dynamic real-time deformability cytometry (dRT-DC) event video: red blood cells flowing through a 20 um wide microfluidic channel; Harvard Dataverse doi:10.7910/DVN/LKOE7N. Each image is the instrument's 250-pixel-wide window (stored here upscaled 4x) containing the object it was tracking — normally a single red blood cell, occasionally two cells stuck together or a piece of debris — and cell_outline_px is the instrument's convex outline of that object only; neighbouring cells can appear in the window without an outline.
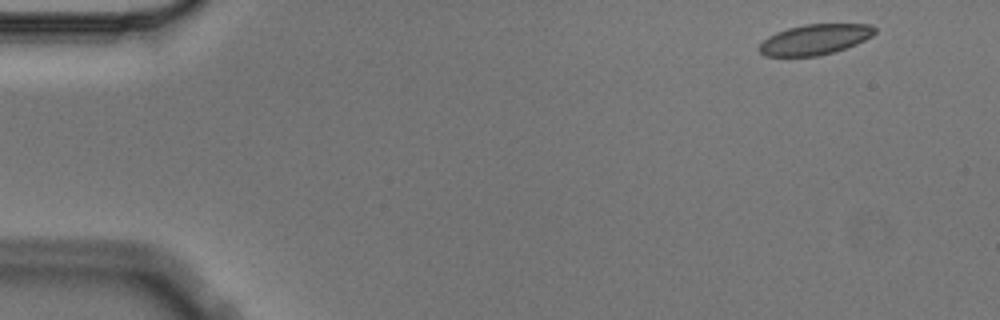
{"species": "Egyptian fruit bat (a non-hibernating species)", "species_latin": "Rousettus aegyptiacus", "temperature_condition": "cold", "stored_images_in_passage": 5, "segment_of_instrument_passage": [1, 2], "camera_frame_rate_fps": 3000, "um_per_image_px": 0.085, "animal": {"sex": "male"}, "frame": {"image": 1, "passage_image": 1, "time_ms": 0.0, "image_size_px": [1000, 320], "cell_outline_px": [[876, 32], [872, 36], [856, 44], [832, 52], [816, 56], [764, 56], [756, 48], [768, 36], [776, 32], [788, 28], [804, 24], [872, 24], [876, 28]], "centroid_in_image_um": [69.25, 3.35], "position_along_channel_um": 15.8, "area_um2": 20.46}}
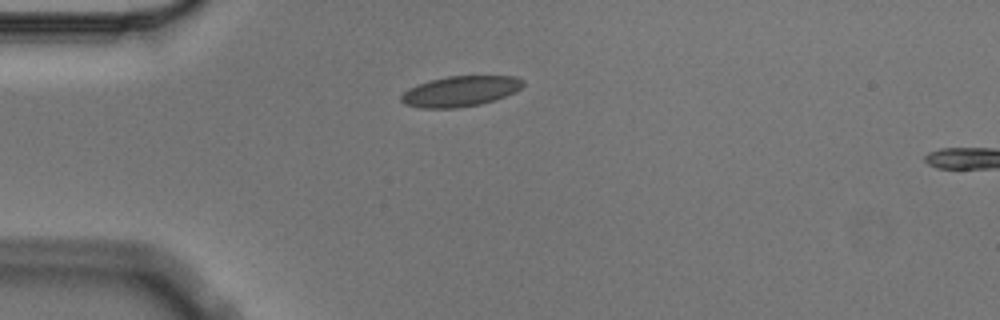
{"frame": {"image": 2, "passage_image": 4, "time_ms": 1.0, "image_size_px": [1000, 320], "cell_outline_px": [[524, 84], [516, 92], [496, 100], [480, 104], [456, 108], [420, 108], [404, 104], [400, 100], [400, 96], [408, 88], [416, 84], [448, 76], [516, 76], [524, 80]], "centroid_in_image_um": [39.13, 7.76], "position_along_channel_um": 45.9, "area_um2": 21.79}}